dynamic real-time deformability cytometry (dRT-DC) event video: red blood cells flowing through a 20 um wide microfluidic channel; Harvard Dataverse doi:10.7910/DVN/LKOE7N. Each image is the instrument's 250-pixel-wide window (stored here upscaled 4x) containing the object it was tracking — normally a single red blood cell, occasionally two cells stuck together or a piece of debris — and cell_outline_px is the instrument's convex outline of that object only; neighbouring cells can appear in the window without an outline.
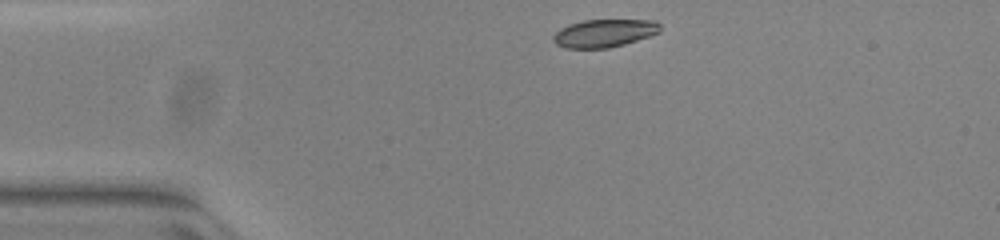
{"species": "common noctule bat (a hibernating species)", "species_latin": "Nyctalus noctula", "temperature_condition": "warm", "stored_images_in_passage": 42, "camera_frame_rate_fps": 3000, "um_per_image_px": 0.085, "animal": {"sex": "female", "body_mass_g": 23.0, "forearm_length_mm": 53.4}, "frame": {"image": 1, "passage_image": 1, "time_ms": 0.0, "image_size_px": [1000, 240], "cell_outline_px": [[660, 32], [624, 44], [608, 48], [564, 48], [556, 44], [552, 40], [552, 36], [560, 28], [568, 24], [584, 20], [656, 20], [660, 24]], "centroid_in_image_um": [51.33, 2.82], "position_along_channel_um": 33.7, "area_um2": 17.4}}
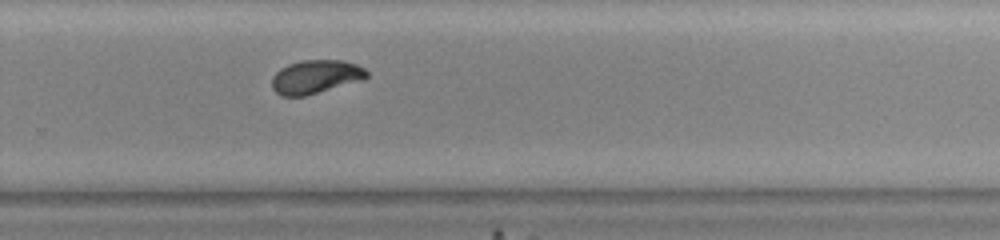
{"frame": {"image": 2, "passage_image": 25, "time_ms": 8.0, "image_size_px": [1000, 240], "cell_outline_px": [[368, 76], [364, 80], [304, 96], [284, 96], [276, 92], [272, 88], [272, 76], [280, 68], [288, 64], [300, 60], [340, 60], [356, 64], [364, 68], [368, 72]], "centroid_in_image_um": [26.83, 6.52], "position_along_channel_um": 303.0, "area_um2": 18.61}}
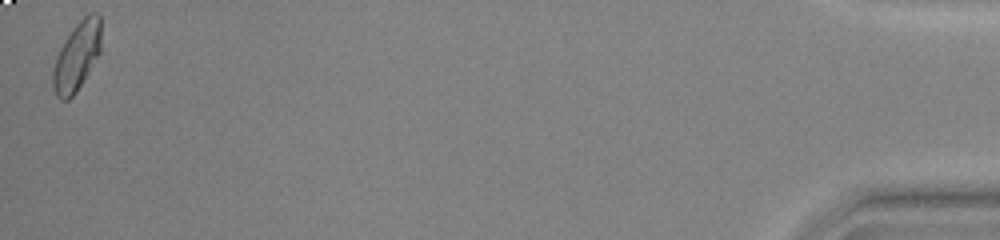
{"frame": {"image": 3, "passage_image": 42, "time_ms": 13.667, "image_size_px": [1000, 240], "cell_outline_px": [[100, 52], [76, 92], [68, 100], [60, 100], [56, 96], [52, 88], [52, 72], [56, 56], [64, 40], [76, 24], [88, 12], [96, 12], [100, 16]], "centroid_in_image_um": [6.51, 4.79], "position_along_channel_um": 428.7, "area_um2": 19.25}, "authors_computed_cell_mechanics": {"area_um2": 18.5538, "velocity_mm_per_s": 3.925, "shape_relaxation_time_tau1_ms": 5.5749, "shape_relaxation_time_tau2_ms": 1.1412, "deformation_change_tau1": 0.1696, "deformation_change_tau2": 0.037}}